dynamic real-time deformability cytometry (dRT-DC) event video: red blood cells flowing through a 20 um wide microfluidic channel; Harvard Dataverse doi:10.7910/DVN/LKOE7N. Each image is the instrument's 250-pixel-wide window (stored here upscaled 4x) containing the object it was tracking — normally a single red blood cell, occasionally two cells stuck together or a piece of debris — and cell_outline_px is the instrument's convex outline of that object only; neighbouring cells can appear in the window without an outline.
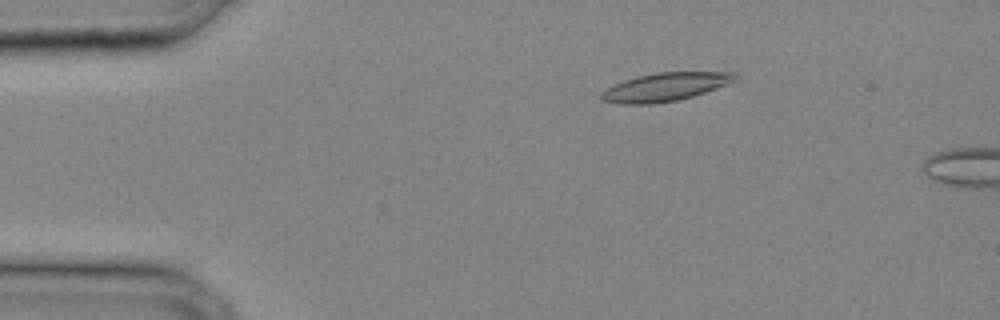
{"species": "common noctule bat (a hibernating species)", "species_latin": "Nyctalus noctula", "temperature_condition": "cold", "stored_images_in_passage": 3, "camera_frame_rate_fps": 3000, "um_per_image_px": 0.085, "animal": {"sex": "male", "body_mass_g": 20.4}, "frame": {"image": 1, "passage_image": 1, "time_ms": 0.0, "image_size_px": [1000, 320], "cell_outline_px": [[736, 80], [728, 84], [692, 96], [676, 100], [652, 104], [620, 104], [604, 100], [600, 96], [600, 92], [624, 80], [656, 72], [736, 72]], "centroid_in_image_um": [56.55, 7.39], "position_along_channel_um": 28.5, "area_um2": 21.73}}